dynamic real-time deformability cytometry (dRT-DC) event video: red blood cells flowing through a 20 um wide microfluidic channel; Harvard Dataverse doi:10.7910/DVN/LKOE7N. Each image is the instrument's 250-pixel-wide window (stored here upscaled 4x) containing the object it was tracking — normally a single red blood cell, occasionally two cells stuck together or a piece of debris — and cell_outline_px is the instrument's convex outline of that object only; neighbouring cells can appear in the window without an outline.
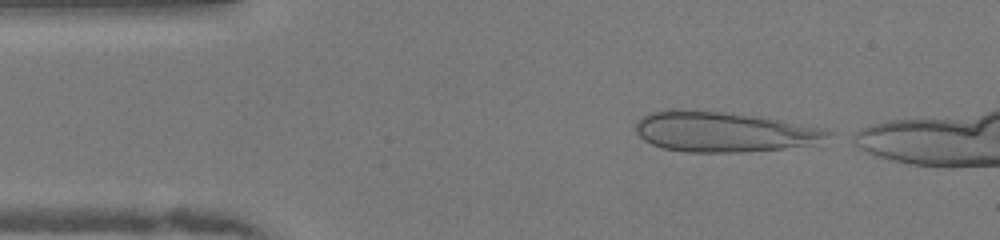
{"species": "human", "species_latin": "Homo sapiens", "temperature_condition": "warm", "stored_images_in_passage": 38, "camera_frame_rate_fps": 3000, "um_per_image_px": 0.085, "donor": {"sex": "female"}, "frame": {"image": 1, "passage_image": 1, "time_ms": 0.0, "image_size_px": [1000, 240], "cell_outline_px": [[836, 132], [812, 144], [784, 148], [748, 152], [684, 152], [664, 148], [652, 144], [644, 140], [636, 132], [636, 124], [648, 112], [668, 108], [696, 108], [760, 116], [828, 128]], "centroid_in_image_um": [61.51, 11.17], "position_along_channel_um": 23.5, "area_um2": 45.95}}
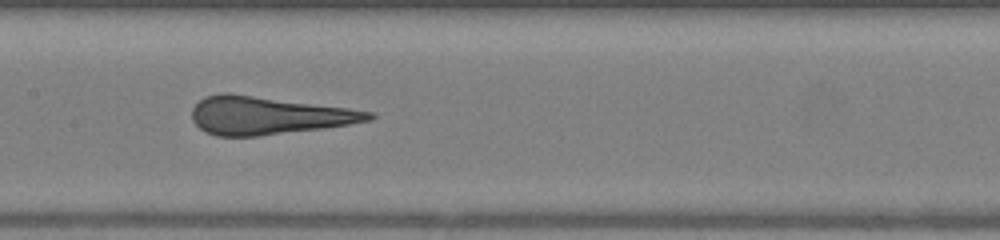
{"frame": {"image": 2, "passage_image": 17, "time_ms": 5.333, "image_size_px": [1000, 240], "cell_outline_px": [[376, 116], [372, 120], [324, 128], [256, 136], [216, 136], [204, 132], [192, 120], [192, 108], [204, 96], [220, 92], [228, 92], [348, 108], [376, 112]], "centroid_in_image_um": [22.77, 9.81], "position_along_channel_um": 184.6, "area_um2": 39.13}}
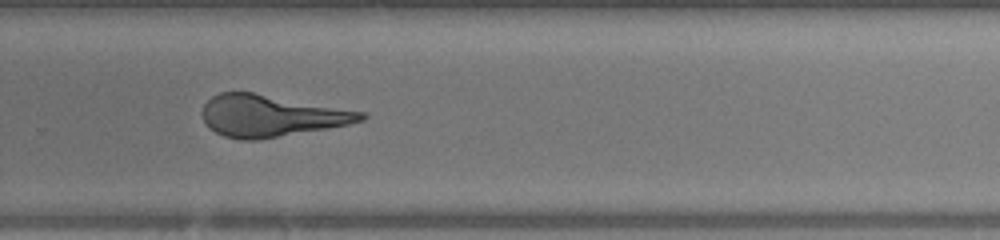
{"frame": {"image": 3, "passage_image": 26, "time_ms": 8.333, "image_size_px": [1000, 240], "cell_outline_px": [[368, 116], [364, 120], [348, 124], [260, 140], [240, 140], [224, 136], [208, 128], [204, 124], [200, 112], [204, 104], [212, 96], [220, 92], [252, 92], [364, 112]], "centroid_in_image_um": [22.96, 9.85], "position_along_channel_um": 306.8, "area_um2": 38.49}}